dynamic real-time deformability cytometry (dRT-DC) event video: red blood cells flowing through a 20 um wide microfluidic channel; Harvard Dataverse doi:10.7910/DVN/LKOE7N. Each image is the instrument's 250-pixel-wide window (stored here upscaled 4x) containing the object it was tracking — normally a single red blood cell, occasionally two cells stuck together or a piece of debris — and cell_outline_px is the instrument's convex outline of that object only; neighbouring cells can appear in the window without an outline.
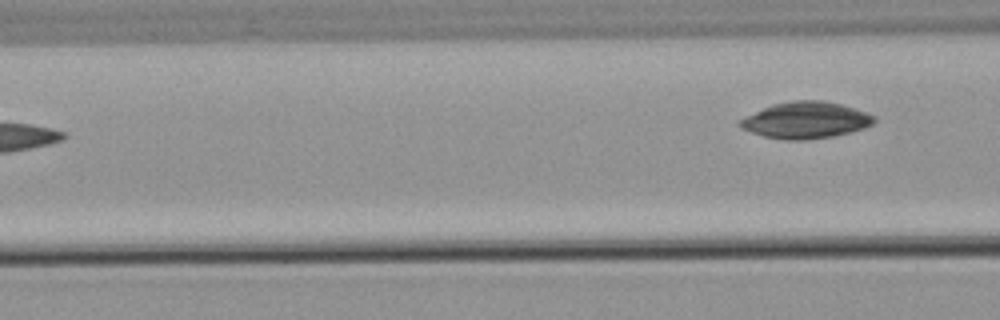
{"species": "common noctule bat (a hibernating species)", "species_latin": "Nyctalus noctula", "temperature_condition": "warm", "stored_images_in_passage": 4, "camera_frame_rate_fps": 3000, "um_per_image_px": 0.085, "animal": {"sex": "male", "body_mass_g": 21.5, "forearm_length_mm": 52.0}, "frame": {"image": 1, "passage_image": 4, "time_ms": 5.0, "image_size_px": [1000, 320], "cell_outline_px": [[876, 120], [872, 124], [864, 128], [852, 132], [832, 136], [808, 140], [788, 140], [764, 136], [752, 132], [736, 124], [744, 116], [772, 104], [792, 100], [820, 100], [840, 104], [868, 112], [876, 116]], "centroid_in_image_um": [68.51, 10.21], "position_along_channel_um": 98.1, "area_um2": 28.61}}